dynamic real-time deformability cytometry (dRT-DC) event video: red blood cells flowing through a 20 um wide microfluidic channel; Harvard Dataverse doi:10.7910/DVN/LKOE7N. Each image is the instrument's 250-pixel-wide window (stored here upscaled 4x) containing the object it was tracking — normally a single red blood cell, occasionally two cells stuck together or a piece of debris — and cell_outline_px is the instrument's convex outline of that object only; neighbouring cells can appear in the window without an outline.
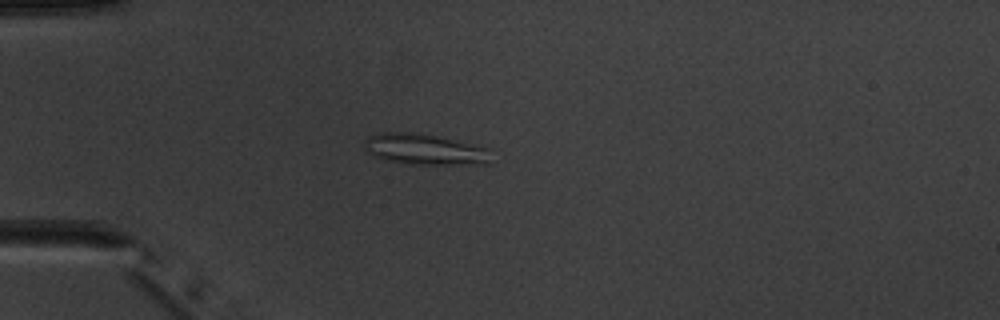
{"species": "common noctule bat (a hibernating species)", "species_latin": "Nyctalus noctula", "temperature_condition": "warm", "stored_images_in_passage": 3, "camera_frame_rate_fps": 3000, "um_per_image_px": 0.085, "animal": {"sex": "male", "body_mass_g": 20.1, "forearm_length_mm": 53.5}, "frame": {"image": 1, "passage_image": 2, "time_ms": 1.0, "image_size_px": [1000, 320], "cell_outline_px": [[492, 164], [404, 164], [388, 160], [376, 156], [368, 152], [364, 148], [364, 140], [368, 136], [380, 132], [412, 132], [436, 136], [472, 144], [488, 148]], "centroid_in_image_um": [36.09, 12.7], "position_along_channel_um": 48.9, "area_um2": 22.77}}